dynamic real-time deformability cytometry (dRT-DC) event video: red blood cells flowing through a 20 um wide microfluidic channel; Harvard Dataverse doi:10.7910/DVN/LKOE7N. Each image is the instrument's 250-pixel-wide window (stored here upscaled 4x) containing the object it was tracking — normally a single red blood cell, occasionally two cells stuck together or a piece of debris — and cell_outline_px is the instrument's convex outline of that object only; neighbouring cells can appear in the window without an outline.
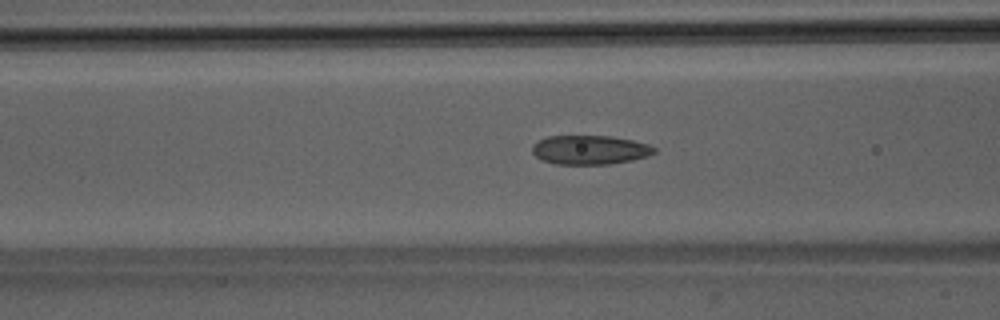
{"species": "Egyptian fruit bat (a non-hibernating species)", "species_latin": "Rousettus aegyptiacus", "temperature_condition": "room temperature", "stored_images_in_passage": 48, "camera_frame_rate_fps": 3000, "um_per_image_px": 0.085, "animal": {"sex": "male"}, "frame": {"image": 1, "passage_image": 18, "time_ms": 5.667, "image_size_px": [1000, 320], "cell_outline_px": [[656, 152], [648, 156], [632, 160], [608, 164], [556, 164], [540, 160], [532, 152], [532, 144], [548, 136], [612, 136], [632, 140], [648, 144], [656, 148]], "centroid_in_image_um": [50.13, 12.74], "position_along_channel_um": 116.5, "area_um2": 20.75}}
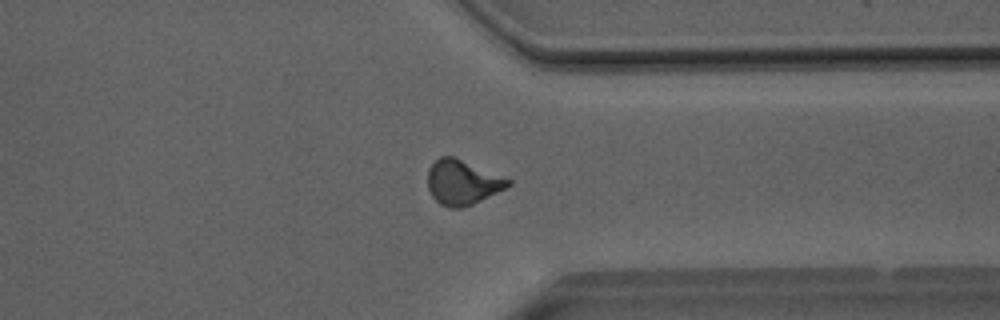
{"frame": {"image": 2, "passage_image": 37, "time_ms": 12.0, "image_size_px": [1000, 320], "cell_outline_px": [[512, 184], [464, 208], [448, 208], [440, 204], [432, 196], [428, 188], [428, 168], [440, 156], [452, 156], [512, 180]], "centroid_in_image_um": [39.27, 15.51], "position_along_channel_um": 372.1, "area_um2": 20.63}}
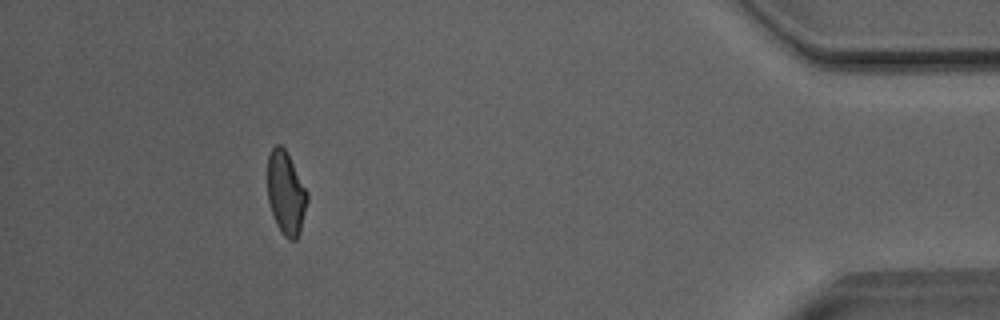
{"frame": {"image": 3, "passage_image": 44, "time_ms": 14.333, "image_size_px": [1000, 320], "cell_outline_px": [[308, 200], [300, 232], [296, 240], [288, 240], [284, 236], [276, 224], [268, 200], [268, 156], [272, 148], [276, 144], [280, 144], [284, 148], [308, 192]], "centroid_in_image_um": [24.31, 16.43], "position_along_channel_um": 410.9, "area_um2": 19.13}, "authors_computed_cell_mechanics": {"area_um2": 20.6635, "velocity_mm_per_s": 4.0719, "shape_relaxation_time_tau1_ms": null, "shape_relaxation_time_tau2_ms": 1.7965, "deformation_change_tau1": null, "deformation_change_tau2": 0.086}}